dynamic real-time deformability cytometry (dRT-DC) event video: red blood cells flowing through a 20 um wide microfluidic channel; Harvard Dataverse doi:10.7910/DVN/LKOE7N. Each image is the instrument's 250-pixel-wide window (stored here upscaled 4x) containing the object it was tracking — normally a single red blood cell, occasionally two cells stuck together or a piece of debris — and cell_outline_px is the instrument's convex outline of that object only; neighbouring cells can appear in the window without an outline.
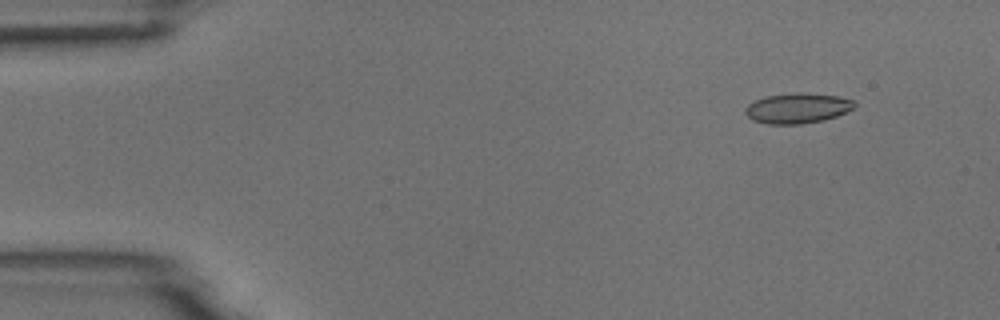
{"species": "common noctule bat (a hibernating species)", "species_latin": "Nyctalus noctula", "temperature_condition": "room temperature", "stored_images_in_passage": 5, "camera_frame_rate_fps": 3000, "um_per_image_px": 0.085, "animal": {"sex": "male", "body_mass_g": 18.8}, "frame": {"image": 1, "passage_image": 2, "time_ms": 1.333, "image_size_px": [1000, 320], "cell_outline_px": [[856, 104], [852, 108], [836, 116], [824, 120], [800, 124], [768, 124], [752, 120], [744, 112], [744, 108], [748, 104], [756, 100], [768, 96], [800, 92], [836, 96], [852, 100]], "centroid_in_image_um": [67.74, 9.2], "position_along_channel_um": 17.3, "area_um2": 18.96}}
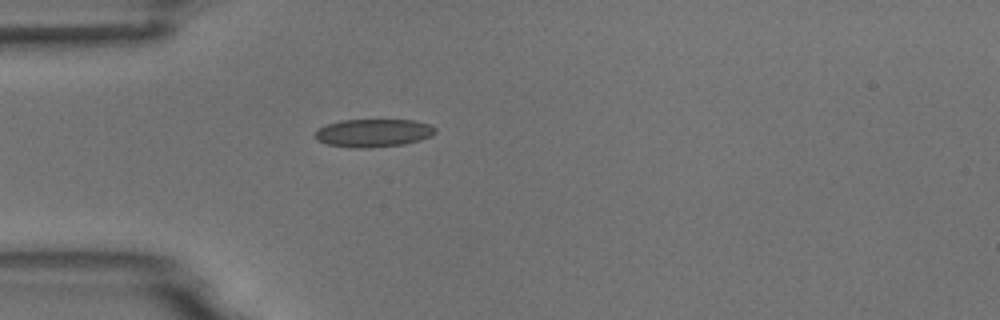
{"frame": {"image": 2, "passage_image": 5, "time_ms": 4.667, "image_size_px": [1000, 320], "cell_outline_px": [[436, 132], [432, 136], [420, 140], [404, 144], [368, 148], [352, 148], [328, 144], [316, 140], [316, 128], [340, 120], [416, 120], [428, 124], [436, 128]], "centroid_in_image_um": [31.74, 11.3], "position_along_channel_um": 53.3, "area_um2": 19.71}}